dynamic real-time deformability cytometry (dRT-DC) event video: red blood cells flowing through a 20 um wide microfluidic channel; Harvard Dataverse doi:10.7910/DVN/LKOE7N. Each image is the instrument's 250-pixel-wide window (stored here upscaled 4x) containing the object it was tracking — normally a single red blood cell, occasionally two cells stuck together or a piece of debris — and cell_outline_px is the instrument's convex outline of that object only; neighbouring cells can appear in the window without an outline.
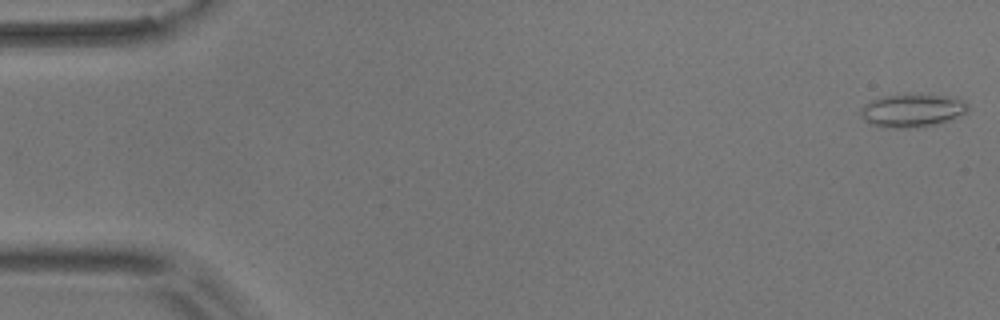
{"species": "common noctule bat (a hibernating species)", "species_latin": "Nyctalus noctula", "temperature_condition": "room temperature", "stored_images_in_passage": 55, "camera_frame_rate_fps": 3000, "um_per_image_px": 0.085, "animal": {"sex": "male", "body_mass_g": 17.9}, "frame": {"image": 1, "passage_image": 1, "time_ms": 0.0, "image_size_px": [1000, 320], "cell_outline_px": [[968, 108], [964, 112], [940, 124], [916, 128], [888, 128], [868, 124], [860, 116], [860, 108], [868, 100], [884, 96], [904, 92], [940, 96], [960, 100], [968, 104]], "centroid_in_image_um": [77.41, 9.39], "position_along_channel_um": 7.6, "area_um2": 21.1}}
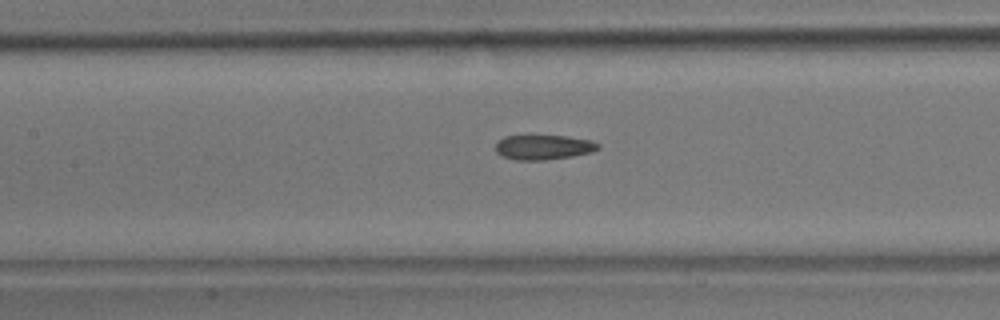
{"frame": {"image": 2, "passage_image": 25, "time_ms": 8.0, "image_size_px": [1000, 320], "cell_outline_px": [[600, 148], [592, 152], [572, 156], [544, 160], [516, 160], [500, 156], [496, 152], [496, 144], [504, 136], [568, 136], [592, 140], [600, 144]], "centroid_in_image_um": [46.22, 12.52], "position_along_channel_um": 161.2, "area_um2": 14.85}}
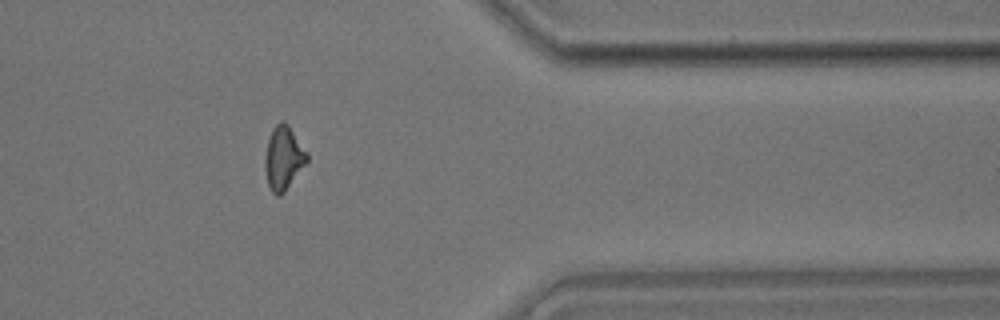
{"frame": {"image": 3, "passage_image": 45, "time_ms": 14.667, "image_size_px": [1000, 320], "cell_outline_px": [[308, 160], [284, 192], [280, 196], [276, 196], [272, 192], [268, 184], [264, 168], [264, 160], [268, 140], [272, 128], [280, 120], [284, 120], [288, 124], [308, 152]], "centroid_in_image_um": [24.09, 13.4], "position_along_channel_um": 387.3, "area_um2": 15.61}, "authors_computed_cell_mechanics": {"area_um2": 15.606, "velocity_mm_per_s": 3.6408, "shape_relaxation_time_tau1_ms": null, "shape_relaxation_time_tau2_ms": 3.9209, "deformation_change_tau1": null, "deformation_change_tau2": 0.1249}}